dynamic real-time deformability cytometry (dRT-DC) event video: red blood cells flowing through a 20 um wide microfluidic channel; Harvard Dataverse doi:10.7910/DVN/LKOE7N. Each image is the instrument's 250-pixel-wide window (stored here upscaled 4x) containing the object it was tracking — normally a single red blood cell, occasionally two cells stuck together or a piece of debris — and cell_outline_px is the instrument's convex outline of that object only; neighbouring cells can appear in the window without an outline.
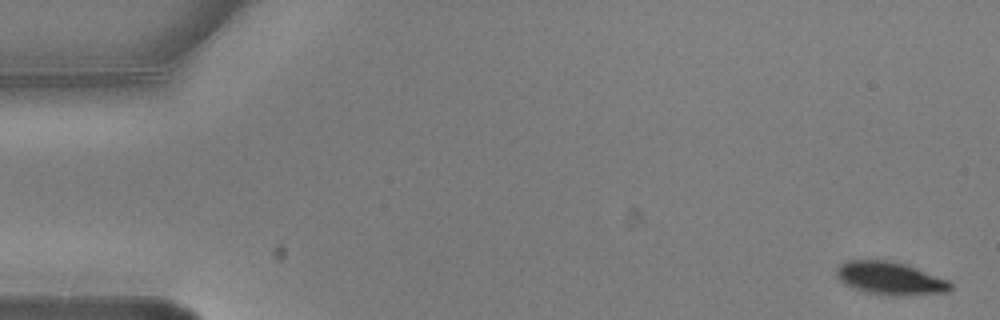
{"species": "common noctule bat (a hibernating species)", "species_latin": "Nyctalus noctula", "temperature_condition": "warm", "stored_images_in_passage": 5, "camera_frame_rate_fps": 3000, "um_per_image_px": 0.085, "animal": {"sex": "male", "body_mass_g": 20.5, "forearm_length_mm": 52.5}, "frame": {"image": 1, "passage_image": 1, "time_ms": 0.0, "image_size_px": [1000, 320], "cell_outline_px": [[952, 288], [948, 292], [892, 296], [868, 292], [852, 288], [844, 284], [836, 276], [836, 268], [840, 264], [848, 260], [884, 260], [904, 264], [916, 268], [948, 280], [952, 284]], "centroid_in_image_um": [75.63, 23.66], "position_along_channel_um": 9.4, "area_um2": 21.68}}
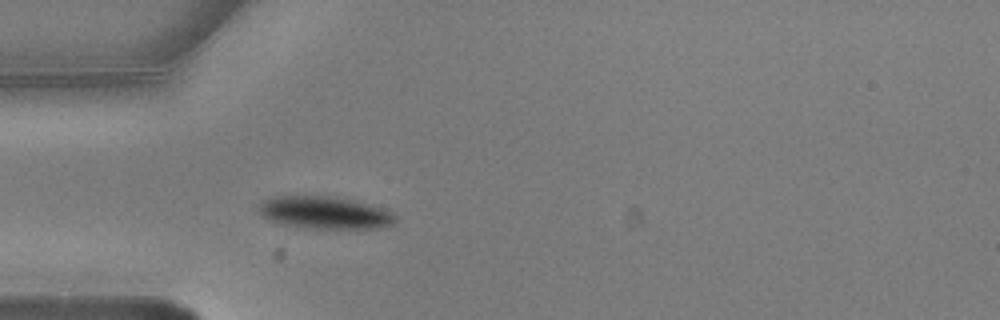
{"frame": {"image": 2, "passage_image": 5, "time_ms": 1.333, "image_size_px": [1000, 320], "cell_outline_px": [[396, 220], [392, 224], [376, 228], [304, 228], [284, 224], [272, 220], [264, 216], [260, 212], [260, 204], [264, 200], [272, 196], [336, 196], [384, 208], [392, 212], [396, 216]], "centroid_in_image_um": [27.63, 18.06], "position_along_channel_um": 57.4, "area_um2": 25.55}}